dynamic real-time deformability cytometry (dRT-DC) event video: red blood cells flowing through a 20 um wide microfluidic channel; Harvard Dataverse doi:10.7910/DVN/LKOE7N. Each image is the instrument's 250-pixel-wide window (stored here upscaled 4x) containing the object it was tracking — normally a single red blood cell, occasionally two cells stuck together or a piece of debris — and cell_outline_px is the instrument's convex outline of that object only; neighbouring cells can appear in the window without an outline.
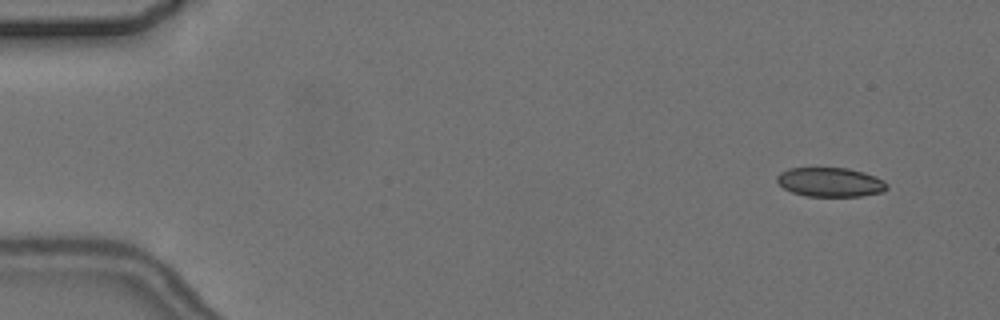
{"species": "common noctule bat (a hibernating species)", "species_latin": "Nyctalus noctula", "temperature_condition": "cold", "stored_images_in_passage": 6, "camera_frame_rate_fps": 3000, "um_per_image_px": 0.085, "animal": {"sex": "female", "body_mass_g": 24.6, "forearm_length_mm": 56.2}, "frame": {"image": 1, "passage_image": 2, "time_ms": 1.333, "image_size_px": [1000, 320], "cell_outline_px": [[888, 188], [884, 192], [860, 196], [804, 196], [792, 192], [784, 188], [776, 180], [776, 176], [780, 172], [788, 168], [848, 168], [864, 172], [876, 176], [884, 180], [888, 184]], "centroid_in_image_um": [70.6, 15.48], "position_along_channel_um": 14.4, "area_um2": 18.9}}
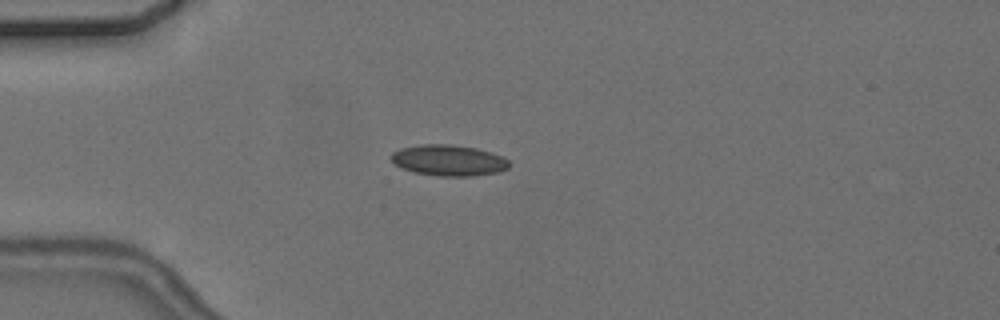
{"frame": {"image": 2, "passage_image": 5, "time_ms": 5.0, "image_size_px": [1000, 320], "cell_outline_px": [[508, 168], [500, 172], [472, 176], [440, 176], [412, 172], [396, 164], [388, 156], [392, 152], [400, 148], [420, 144], [452, 144], [476, 148], [492, 152], [504, 156], [508, 160]], "centroid_in_image_um": [38.14, 13.62], "position_along_channel_um": 46.9, "area_um2": 21.5}}